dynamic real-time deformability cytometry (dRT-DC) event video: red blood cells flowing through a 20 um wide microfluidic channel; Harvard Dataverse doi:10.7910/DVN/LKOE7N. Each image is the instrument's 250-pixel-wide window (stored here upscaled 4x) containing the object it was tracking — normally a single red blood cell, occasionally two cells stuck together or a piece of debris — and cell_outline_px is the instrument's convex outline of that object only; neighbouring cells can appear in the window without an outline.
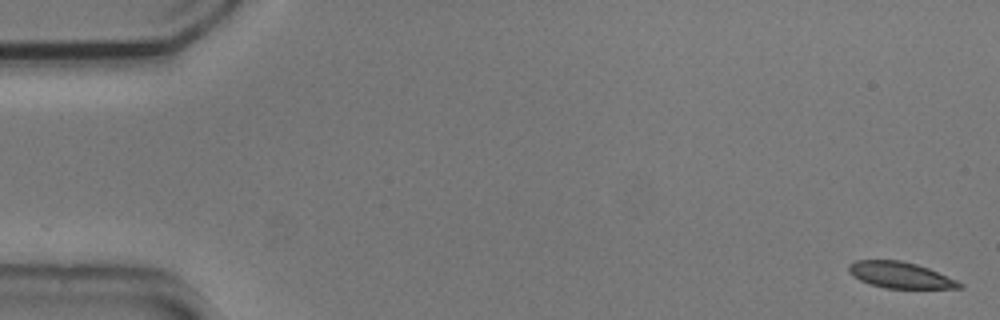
{"species": "common noctule bat (a hibernating species)", "species_latin": "Nyctalus noctula", "temperature_condition": "cold", "stored_images_in_passage": 10, "camera_frame_rate_fps": 3000, "um_per_image_px": 0.085, "animal": {"sex": "male", "body_mass_g": 20.5, "forearm_length_mm": 52.5}, "frame": {"image": 1, "passage_image": 1, "time_ms": 0.0, "image_size_px": [1000, 320], "cell_outline_px": [[964, 288], [884, 288], [860, 280], [852, 276], [848, 272], [848, 264], [856, 260], [900, 260], [916, 264], [928, 268], [956, 280], [964, 284]], "centroid_in_image_um": [76.5, 23.37], "position_along_channel_um": 8.5, "area_um2": 16.82}}